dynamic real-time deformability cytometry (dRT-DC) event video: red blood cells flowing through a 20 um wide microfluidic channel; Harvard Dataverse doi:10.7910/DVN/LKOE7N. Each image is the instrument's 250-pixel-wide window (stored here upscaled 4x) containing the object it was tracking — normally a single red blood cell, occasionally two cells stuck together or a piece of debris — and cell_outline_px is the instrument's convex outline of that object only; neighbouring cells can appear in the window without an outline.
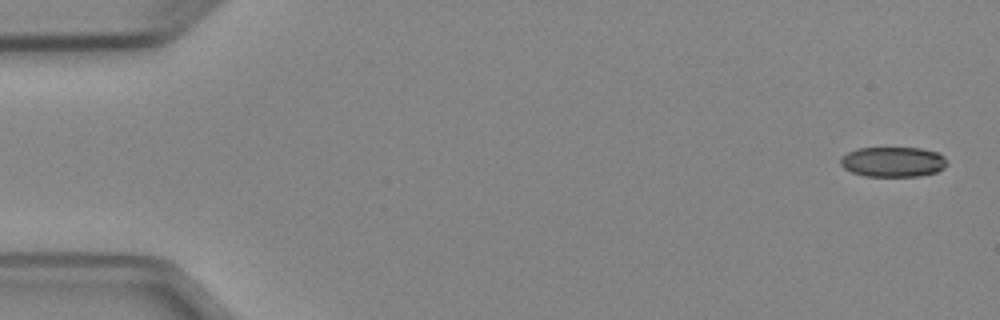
{"species": "Egyptian fruit bat (a non-hibernating species)", "species_latin": "Rousettus aegyptiacus", "temperature_condition": "cold", "stored_images_in_passage": 7, "camera_frame_rate_fps": 3000, "um_per_image_px": 0.085, "animal": {"sex": "female"}, "frame": {"image": 1, "passage_image": 1, "time_ms": 0.0, "image_size_px": [1000, 320], "cell_outline_px": [[948, 164], [944, 168], [936, 172], [920, 176], [864, 176], [852, 172], [844, 168], [840, 164], [840, 160], [848, 152], [856, 148], [920, 148], [936, 152], [944, 156], [948, 160]], "centroid_in_image_um": [75.93, 13.76], "position_along_channel_um": 9.1, "area_um2": 18.73}}
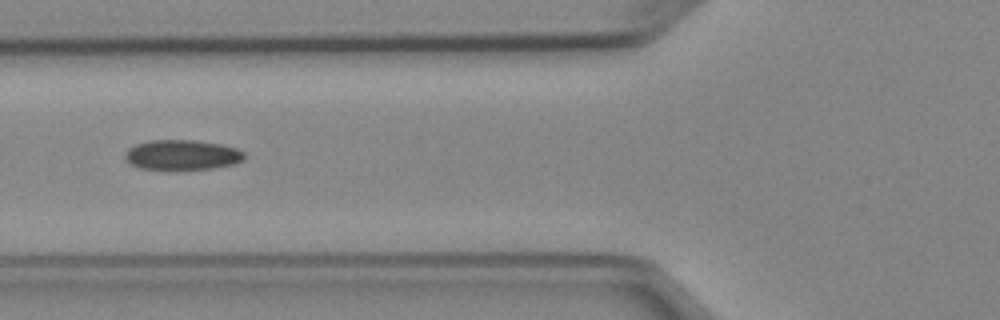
{"frame": {"image": 2, "passage_image": 6, "time_ms": 6.0, "image_size_px": [1000, 320], "cell_outline_px": [[244, 160], [232, 164], [212, 168], [172, 172], [140, 168], [132, 164], [124, 156], [128, 148], [136, 144], [152, 140], [196, 140], [220, 144], [236, 148], [244, 152]], "centroid_in_image_um": [15.47, 13.2], "position_along_channel_um": 110.3, "area_um2": 21.39}}